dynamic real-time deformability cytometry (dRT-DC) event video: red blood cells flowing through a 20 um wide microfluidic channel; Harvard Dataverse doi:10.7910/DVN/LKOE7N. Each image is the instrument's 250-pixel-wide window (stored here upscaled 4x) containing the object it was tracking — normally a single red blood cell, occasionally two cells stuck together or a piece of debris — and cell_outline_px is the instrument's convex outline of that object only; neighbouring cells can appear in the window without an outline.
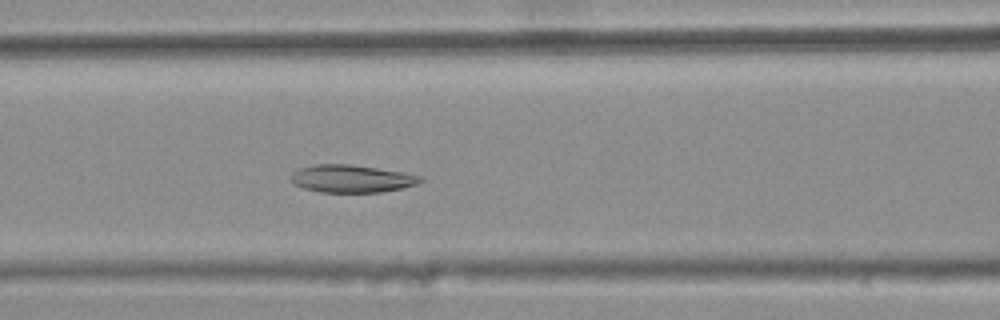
{"species": "common noctule bat (a hibernating species)", "species_latin": "Nyctalus noctula", "temperature_condition": "warm", "stored_images_in_passage": 45, "camera_frame_rate_fps": 3000, "um_per_image_px": 0.085, "animal": {"sex": "female", "body_mass_g": 25.1}, "frame": {"image": 1, "passage_image": 22, "time_ms": 7.0, "image_size_px": [1000, 320], "cell_outline_px": [[424, 180], [416, 184], [404, 188], [380, 192], [320, 192], [304, 188], [292, 184], [292, 172], [296, 168], [316, 164], [348, 164], [376, 168], [424, 176]], "centroid_in_image_um": [29.87, 15.19], "position_along_channel_um": 136.7, "area_um2": 20.87}}
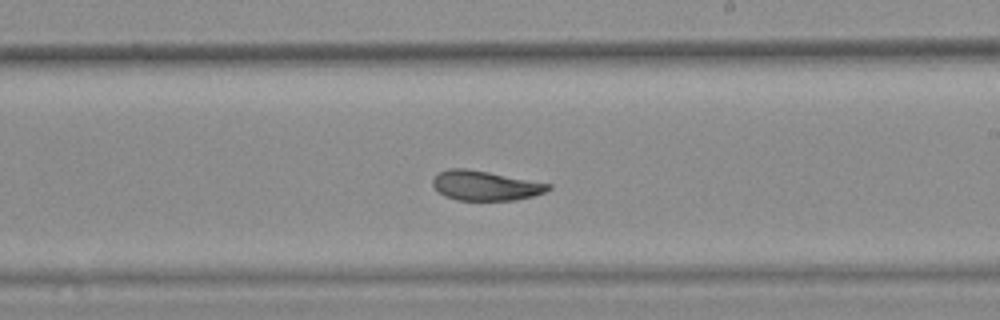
{"frame": {"image": 2, "passage_image": 31, "time_ms": 10.0, "image_size_px": [1000, 320], "cell_outline_px": [[552, 188], [544, 192], [532, 196], [516, 200], [456, 200], [444, 196], [432, 184], [432, 180], [436, 172], [448, 168], [464, 168], [488, 172], [552, 184]], "centroid_in_image_um": [41.22, 15.77], "position_along_channel_um": 247.8, "area_um2": 20.0}}
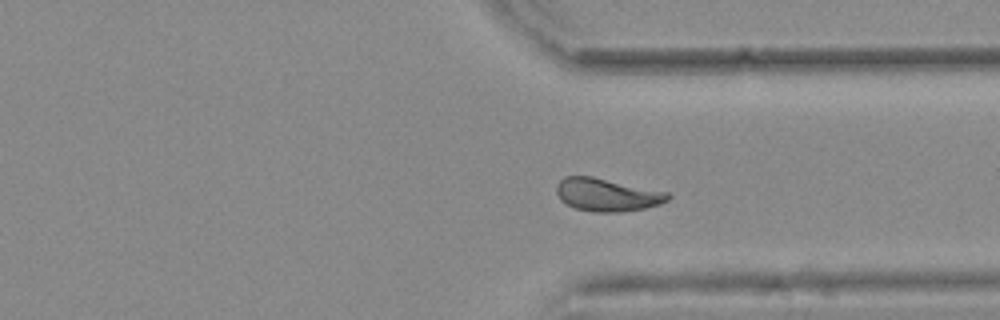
{"frame": {"image": 3, "passage_image": 40, "time_ms": 13.0, "image_size_px": [1000, 320], "cell_outline_px": [[672, 196], [668, 200], [660, 204], [644, 208], [624, 212], [592, 212], [576, 208], [560, 200], [556, 192], [556, 184], [564, 176], [592, 176], [668, 192]], "centroid_in_image_um": [51.59, 16.55], "position_along_channel_um": 359.8, "area_um2": 21.44}, "authors_computed_cell_mechanics": {"area_um2": 21.4438, "velocity_mm_per_s": 3.7155, "shape_relaxation_time_tau1_ms": null, "shape_relaxation_time_tau2_ms": 2.2517, "deformation_change_tau1": null, "deformation_change_tau2": 0.0834}}